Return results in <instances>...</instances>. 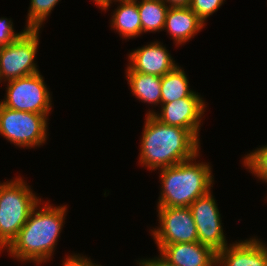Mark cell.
Returning a JSON list of instances; mask_svg holds the SVG:
<instances>
[{"instance_id": "cell-1", "label": "cell", "mask_w": 267, "mask_h": 266, "mask_svg": "<svg viewBox=\"0 0 267 266\" xmlns=\"http://www.w3.org/2000/svg\"><path fill=\"white\" fill-rule=\"evenodd\" d=\"M143 127L139 162L151 171L177 165L200 153V139L190 130L164 124L153 115H146Z\"/></svg>"}, {"instance_id": "cell-2", "label": "cell", "mask_w": 267, "mask_h": 266, "mask_svg": "<svg viewBox=\"0 0 267 266\" xmlns=\"http://www.w3.org/2000/svg\"><path fill=\"white\" fill-rule=\"evenodd\" d=\"M41 202L42 200L34 207L17 237L6 248L7 252L19 261L40 264L48 261L54 254L67 207H55L48 202L40 208Z\"/></svg>"}, {"instance_id": "cell-3", "label": "cell", "mask_w": 267, "mask_h": 266, "mask_svg": "<svg viewBox=\"0 0 267 266\" xmlns=\"http://www.w3.org/2000/svg\"><path fill=\"white\" fill-rule=\"evenodd\" d=\"M198 156L159 169L162 189L157 207H189L211 190L214 181L212 168L205 162L196 163Z\"/></svg>"}, {"instance_id": "cell-4", "label": "cell", "mask_w": 267, "mask_h": 266, "mask_svg": "<svg viewBox=\"0 0 267 266\" xmlns=\"http://www.w3.org/2000/svg\"><path fill=\"white\" fill-rule=\"evenodd\" d=\"M40 201L20 177L0 183V251L17 237Z\"/></svg>"}, {"instance_id": "cell-5", "label": "cell", "mask_w": 267, "mask_h": 266, "mask_svg": "<svg viewBox=\"0 0 267 266\" xmlns=\"http://www.w3.org/2000/svg\"><path fill=\"white\" fill-rule=\"evenodd\" d=\"M48 115L17 111L0 103V135L21 148L38 147L47 139Z\"/></svg>"}, {"instance_id": "cell-6", "label": "cell", "mask_w": 267, "mask_h": 266, "mask_svg": "<svg viewBox=\"0 0 267 266\" xmlns=\"http://www.w3.org/2000/svg\"><path fill=\"white\" fill-rule=\"evenodd\" d=\"M40 74L37 72L7 81L6 96L0 103L17 111L49 114L52 109V98Z\"/></svg>"}, {"instance_id": "cell-7", "label": "cell", "mask_w": 267, "mask_h": 266, "mask_svg": "<svg viewBox=\"0 0 267 266\" xmlns=\"http://www.w3.org/2000/svg\"><path fill=\"white\" fill-rule=\"evenodd\" d=\"M39 31L24 29L13 43L0 47V83L39 72L34 63Z\"/></svg>"}, {"instance_id": "cell-8", "label": "cell", "mask_w": 267, "mask_h": 266, "mask_svg": "<svg viewBox=\"0 0 267 266\" xmlns=\"http://www.w3.org/2000/svg\"><path fill=\"white\" fill-rule=\"evenodd\" d=\"M159 227L151 233L159 251L168 244L198 241L196 224L189 207H158Z\"/></svg>"}, {"instance_id": "cell-9", "label": "cell", "mask_w": 267, "mask_h": 266, "mask_svg": "<svg viewBox=\"0 0 267 266\" xmlns=\"http://www.w3.org/2000/svg\"><path fill=\"white\" fill-rule=\"evenodd\" d=\"M211 190L197 198L190 206L196 224L198 242L211 247L215 252L223 250L227 245L223 232L221 214Z\"/></svg>"}, {"instance_id": "cell-10", "label": "cell", "mask_w": 267, "mask_h": 266, "mask_svg": "<svg viewBox=\"0 0 267 266\" xmlns=\"http://www.w3.org/2000/svg\"><path fill=\"white\" fill-rule=\"evenodd\" d=\"M201 97H186L170 103H161V113L154 110L146 115H153L164 124L190 130L198 139L205 104Z\"/></svg>"}, {"instance_id": "cell-11", "label": "cell", "mask_w": 267, "mask_h": 266, "mask_svg": "<svg viewBox=\"0 0 267 266\" xmlns=\"http://www.w3.org/2000/svg\"><path fill=\"white\" fill-rule=\"evenodd\" d=\"M128 56V66L143 74L162 77L177 66L166 47L158 41L135 49Z\"/></svg>"}, {"instance_id": "cell-12", "label": "cell", "mask_w": 267, "mask_h": 266, "mask_svg": "<svg viewBox=\"0 0 267 266\" xmlns=\"http://www.w3.org/2000/svg\"><path fill=\"white\" fill-rule=\"evenodd\" d=\"M267 266V247L258 239L227 245L217 253V266Z\"/></svg>"}, {"instance_id": "cell-13", "label": "cell", "mask_w": 267, "mask_h": 266, "mask_svg": "<svg viewBox=\"0 0 267 266\" xmlns=\"http://www.w3.org/2000/svg\"><path fill=\"white\" fill-rule=\"evenodd\" d=\"M160 254L174 266H217V252L198 241L165 245Z\"/></svg>"}, {"instance_id": "cell-14", "label": "cell", "mask_w": 267, "mask_h": 266, "mask_svg": "<svg viewBox=\"0 0 267 266\" xmlns=\"http://www.w3.org/2000/svg\"><path fill=\"white\" fill-rule=\"evenodd\" d=\"M204 25L189 7H169L163 30L171 34L177 45H181L193 38Z\"/></svg>"}, {"instance_id": "cell-15", "label": "cell", "mask_w": 267, "mask_h": 266, "mask_svg": "<svg viewBox=\"0 0 267 266\" xmlns=\"http://www.w3.org/2000/svg\"><path fill=\"white\" fill-rule=\"evenodd\" d=\"M120 2L113 13L111 27L124 39L132 38L142 34V25L138 12V0H113Z\"/></svg>"}, {"instance_id": "cell-16", "label": "cell", "mask_w": 267, "mask_h": 266, "mask_svg": "<svg viewBox=\"0 0 267 266\" xmlns=\"http://www.w3.org/2000/svg\"><path fill=\"white\" fill-rule=\"evenodd\" d=\"M126 77L132 94L141 102L154 105L161 103L162 77L134 72L129 66L126 70Z\"/></svg>"}, {"instance_id": "cell-17", "label": "cell", "mask_w": 267, "mask_h": 266, "mask_svg": "<svg viewBox=\"0 0 267 266\" xmlns=\"http://www.w3.org/2000/svg\"><path fill=\"white\" fill-rule=\"evenodd\" d=\"M186 97H200L198 92L189 89V80L184 70L178 65L162 76L161 103H170Z\"/></svg>"}, {"instance_id": "cell-18", "label": "cell", "mask_w": 267, "mask_h": 266, "mask_svg": "<svg viewBox=\"0 0 267 266\" xmlns=\"http://www.w3.org/2000/svg\"><path fill=\"white\" fill-rule=\"evenodd\" d=\"M137 5L142 32L162 31L169 6L163 0H141Z\"/></svg>"}, {"instance_id": "cell-19", "label": "cell", "mask_w": 267, "mask_h": 266, "mask_svg": "<svg viewBox=\"0 0 267 266\" xmlns=\"http://www.w3.org/2000/svg\"><path fill=\"white\" fill-rule=\"evenodd\" d=\"M60 0H30L25 29L40 30L41 25L47 19Z\"/></svg>"}, {"instance_id": "cell-20", "label": "cell", "mask_w": 267, "mask_h": 266, "mask_svg": "<svg viewBox=\"0 0 267 266\" xmlns=\"http://www.w3.org/2000/svg\"><path fill=\"white\" fill-rule=\"evenodd\" d=\"M243 166L251 170L258 179L267 182V145L253 150L245 155Z\"/></svg>"}, {"instance_id": "cell-21", "label": "cell", "mask_w": 267, "mask_h": 266, "mask_svg": "<svg viewBox=\"0 0 267 266\" xmlns=\"http://www.w3.org/2000/svg\"><path fill=\"white\" fill-rule=\"evenodd\" d=\"M225 0H191L189 8L204 22L216 12Z\"/></svg>"}, {"instance_id": "cell-22", "label": "cell", "mask_w": 267, "mask_h": 266, "mask_svg": "<svg viewBox=\"0 0 267 266\" xmlns=\"http://www.w3.org/2000/svg\"><path fill=\"white\" fill-rule=\"evenodd\" d=\"M22 33H15L11 20L0 18V47L13 43Z\"/></svg>"}, {"instance_id": "cell-23", "label": "cell", "mask_w": 267, "mask_h": 266, "mask_svg": "<svg viewBox=\"0 0 267 266\" xmlns=\"http://www.w3.org/2000/svg\"><path fill=\"white\" fill-rule=\"evenodd\" d=\"M63 266H102L96 265L89 258L80 256V254H73L67 256L63 261Z\"/></svg>"}, {"instance_id": "cell-24", "label": "cell", "mask_w": 267, "mask_h": 266, "mask_svg": "<svg viewBox=\"0 0 267 266\" xmlns=\"http://www.w3.org/2000/svg\"><path fill=\"white\" fill-rule=\"evenodd\" d=\"M157 258V259H156ZM139 266H174L167 259H165L161 254L158 257H154V259H141Z\"/></svg>"}, {"instance_id": "cell-25", "label": "cell", "mask_w": 267, "mask_h": 266, "mask_svg": "<svg viewBox=\"0 0 267 266\" xmlns=\"http://www.w3.org/2000/svg\"><path fill=\"white\" fill-rule=\"evenodd\" d=\"M169 7H189L191 0H163Z\"/></svg>"}, {"instance_id": "cell-26", "label": "cell", "mask_w": 267, "mask_h": 266, "mask_svg": "<svg viewBox=\"0 0 267 266\" xmlns=\"http://www.w3.org/2000/svg\"><path fill=\"white\" fill-rule=\"evenodd\" d=\"M95 2V4H97L99 6V8H101V10H108L109 6H111L110 4H112V0H93Z\"/></svg>"}]
</instances>
